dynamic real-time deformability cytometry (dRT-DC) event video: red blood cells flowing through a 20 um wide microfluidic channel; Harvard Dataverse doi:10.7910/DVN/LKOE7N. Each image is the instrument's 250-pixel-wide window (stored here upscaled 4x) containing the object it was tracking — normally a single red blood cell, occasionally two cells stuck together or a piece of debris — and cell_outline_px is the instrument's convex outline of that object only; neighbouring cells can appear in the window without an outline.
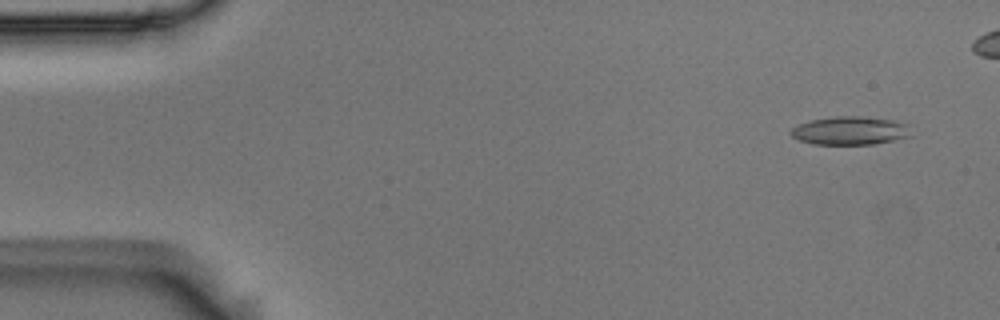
{"species": "Egyptian fruit bat (a non-hibernating species)", "species_latin": "Rousettus aegyptiacus", "temperature_condition": "room temperature", "stored_images_in_passage": 50, "camera_frame_rate_fps": 3000, "um_per_image_px": 0.085, "animal": {"sex": "male"}, "frame": {"image": 1, "passage_image": 4, "time_ms": 1.0, "image_size_px": [1000, 320], "cell_outline_px": [[912, 136], [872, 144], [816, 144], [800, 140], [792, 136], [792, 128], [808, 120], [836, 116], [860, 116], [892, 120], [908, 124]], "centroid_in_image_um": [72.28, 11.09], "position_along_channel_um": 12.7, "area_um2": 19.65}}
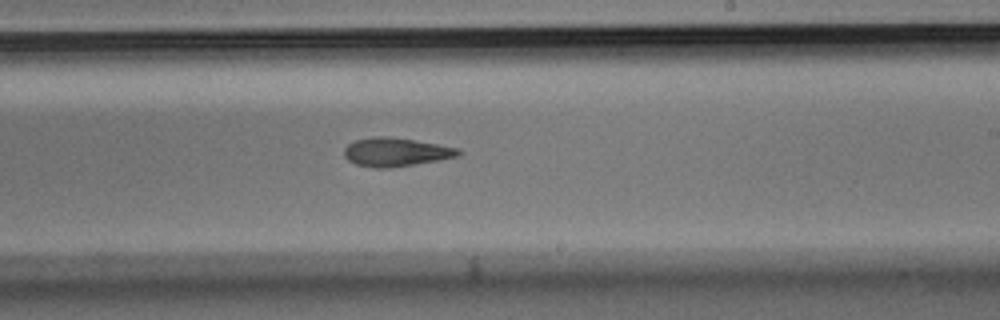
{"frame": {"image": 2, "passage_image": 33, "time_ms": 10.667, "image_size_px": [1000, 320], "cell_outline_px": [[464, 152], [456, 156], [436, 160], [388, 168], [376, 168], [356, 164], [348, 160], [344, 156], [344, 148], [348, 144], [356, 140], [376, 136], [384, 136], [412, 140], [460, 148]], "centroid_in_image_um": [33.62, 12.92], "position_along_channel_um": 255.4, "area_um2": 18.67}}
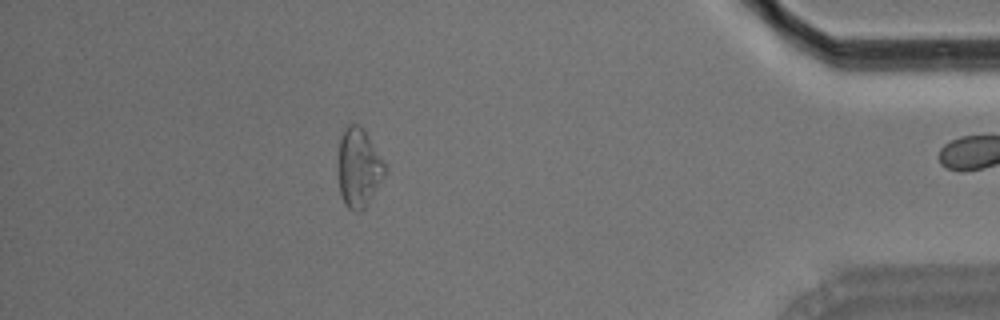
{"frame": {"image": 3, "passage_image": 49, "time_ms": 16.0, "image_size_px": [1000, 320], "cell_outline_px": [[388, 168], [384, 176], [364, 208], [360, 212], [356, 212], [348, 208], [344, 204], [340, 192], [340, 140], [344, 128], [348, 124], [356, 124], [364, 128], [384, 160]], "centroid_in_image_um": [30.53, 14.24], "position_along_channel_um": 404.7, "area_um2": 21.21}}